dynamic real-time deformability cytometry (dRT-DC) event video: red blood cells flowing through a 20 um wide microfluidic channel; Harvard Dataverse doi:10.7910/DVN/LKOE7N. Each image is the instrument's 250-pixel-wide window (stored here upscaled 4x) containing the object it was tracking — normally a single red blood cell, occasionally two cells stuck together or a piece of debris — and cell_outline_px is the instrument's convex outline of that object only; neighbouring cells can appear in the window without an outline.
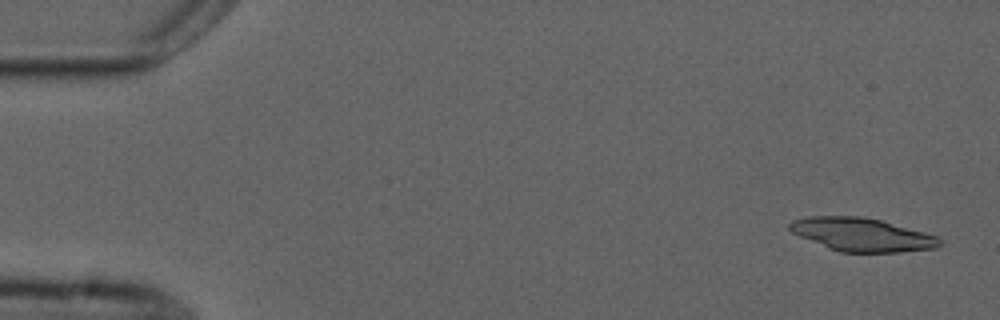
{"species": "common noctule bat (a hibernating species)", "species_latin": "Nyctalus noctula", "temperature_condition": "cold", "stored_images_in_passage": 2, "camera_frame_rate_fps": 3000, "um_per_image_px": 0.085, "animal": {"sex": "male", "forearm_length_mm": 52.5}, "frame": {"image": 1, "passage_image": 1, "time_ms": 0.0, "image_size_px": [1000, 320], "cell_outline_px": [[944, 244], [936, 248], [900, 252], [840, 252], [828, 248], [800, 236], [792, 232], [788, 228], [788, 224], [792, 220], [808, 216], [864, 216], [880, 220], [936, 236], [944, 240]], "centroid_in_image_um": [73.26, 19.94], "position_along_channel_um": 11.7, "area_um2": 29.07}}